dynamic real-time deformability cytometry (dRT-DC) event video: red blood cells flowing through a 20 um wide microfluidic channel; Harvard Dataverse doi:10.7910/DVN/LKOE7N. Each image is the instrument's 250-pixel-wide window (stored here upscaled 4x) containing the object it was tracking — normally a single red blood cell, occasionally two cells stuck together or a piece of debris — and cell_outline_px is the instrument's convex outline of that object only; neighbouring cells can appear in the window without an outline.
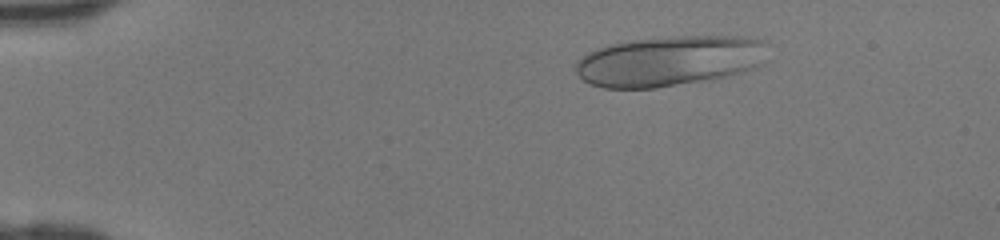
{"species": "human", "species_latin": "Homo sapiens", "temperature_condition": "room temperature", "stored_images_in_passage": 38, "camera_frame_rate_fps": 3000, "um_per_image_px": 0.085, "donor": {"sex": "female"}, "frame": {"image": 1, "passage_image": 1, "time_ms": 0.0, "image_size_px": [1000, 240], "cell_outline_px": [[768, 44], [764, 64], [756, 68], [712, 80], [656, 88], [604, 88], [592, 84], [584, 80], [576, 72], [576, 60], [588, 52], [596, 48], [608, 44], [632, 40], [672, 36], [736, 36], [768, 40]], "centroid_in_image_um": [56.96, 5.18], "position_along_channel_um": 28.0, "area_um2": 57.11}}
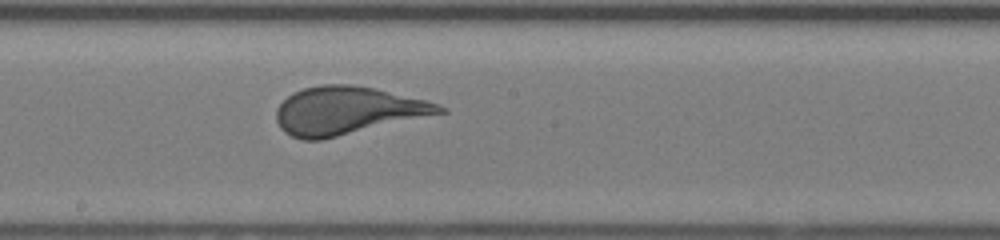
{"frame": {"image": 2, "passage_image": 19, "time_ms": 6.0, "image_size_px": [1000, 240], "cell_outline_px": [[448, 112], [320, 140], [304, 140], [292, 136], [284, 132], [280, 128], [276, 120], [276, 108], [292, 92], [304, 88], [320, 84], [352, 84], [372, 88], [424, 100], [448, 108]], "centroid_in_image_um": [29.48, 9.4], "position_along_channel_um": 218.7, "area_um2": 45.26}}
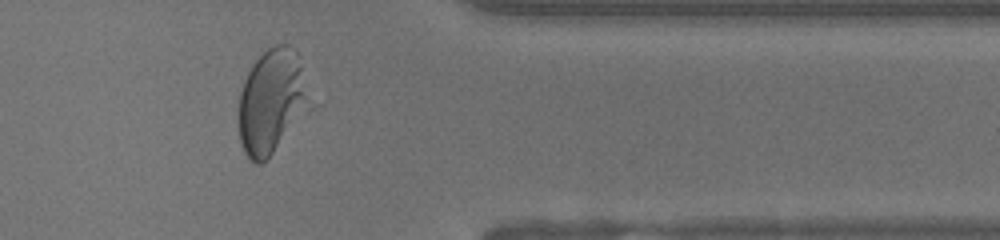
{"frame": {"image": 3, "passage_image": 31, "time_ms": 10.0, "image_size_px": [1000, 240], "cell_outline_px": [[304, 100], [272, 152], [260, 164], [256, 164], [244, 152], [240, 140], [240, 92], [244, 80], [252, 64], [272, 44], [288, 44], [300, 56], [304, 96]], "centroid_in_image_um": [22.93, 8.51], "position_along_channel_um": 388.5, "area_um2": 39.42}}